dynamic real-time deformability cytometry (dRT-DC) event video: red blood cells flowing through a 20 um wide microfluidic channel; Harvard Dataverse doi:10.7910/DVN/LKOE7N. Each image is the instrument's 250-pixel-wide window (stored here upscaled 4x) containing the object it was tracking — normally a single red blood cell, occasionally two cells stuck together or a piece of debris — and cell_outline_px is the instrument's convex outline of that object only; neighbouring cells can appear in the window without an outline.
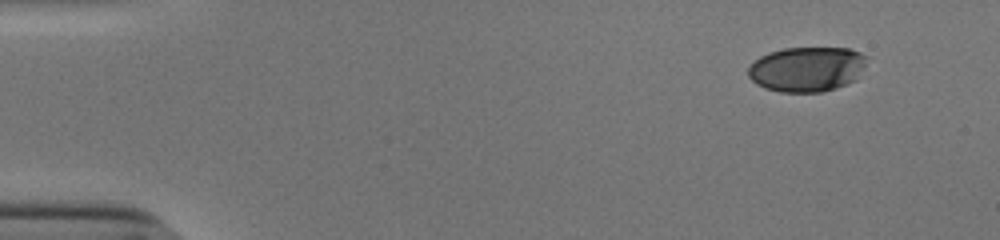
{"species": "human", "species_latin": "Homo sapiens", "temperature_condition": "cold", "stored_images_in_passage": 48, "camera_frame_rate_fps": 3000, "um_per_image_px": 0.085, "donor": {"sex": "male"}, "frame": {"image": 1, "passage_image": 1, "time_ms": 0.0, "image_size_px": [1000, 240], "cell_outline_px": [[868, 56], [856, 80], [836, 88], [820, 92], [780, 92], [764, 88], [756, 84], [748, 76], [748, 68], [760, 56], [768, 52], [784, 48], [848, 48], [860, 52]], "centroid_in_image_um": [68.57, 5.88], "position_along_channel_um": 16.4, "area_um2": 31.1}}
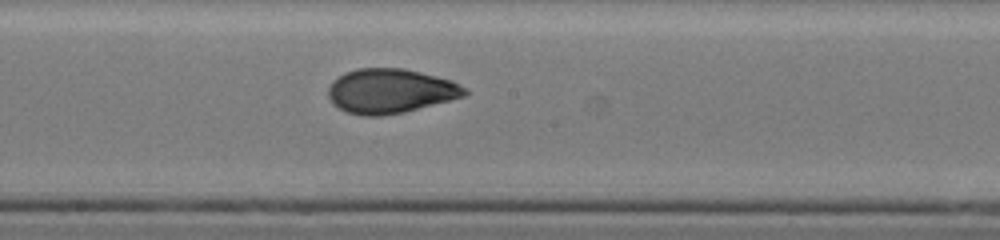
{"frame": {"image": 2, "passage_image": 26, "time_ms": 8.333, "image_size_px": [1000, 240], "cell_outline_px": [[468, 92], [464, 96], [404, 112], [380, 116], [364, 116], [348, 112], [332, 104], [328, 96], [328, 88], [332, 80], [344, 72], [356, 68], [404, 68], [452, 80], [468, 88]], "centroid_in_image_um": [33.16, 7.72], "position_along_channel_um": 215.0, "area_um2": 35.49}}
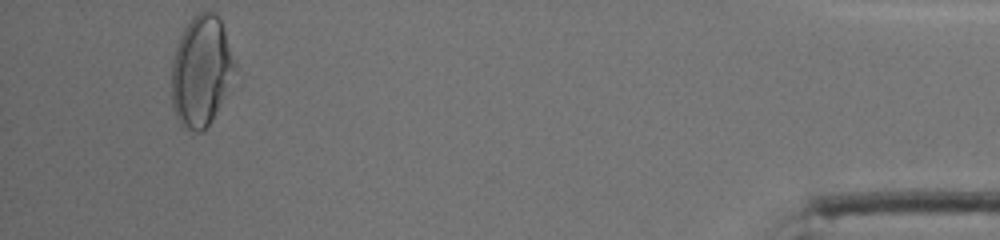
{"frame": {"image": 3, "passage_image": 47, "time_ms": 15.333, "image_size_px": [1000, 240], "cell_outline_px": [[236, 68], [204, 132], [192, 132], [180, 124], [176, 120], [172, 104], [172, 60], [180, 36], [184, 28], [192, 16], [200, 12], [212, 12], [220, 20], [224, 28], [236, 64]], "centroid_in_image_um": [17.06, 6.03], "position_along_channel_um": 418.1, "area_um2": 40.0}, "authors_computed_cell_mechanics": {"area_um2": 35.0557, "velocity_mm_per_s": 3.8544, "shape_relaxation_time_tau1_ms": 3.5403, "shape_relaxation_time_tau2_ms": 1.3609, "deformation_change_tau1": 0.1509, "deformation_change_tau2": 0.0556}}